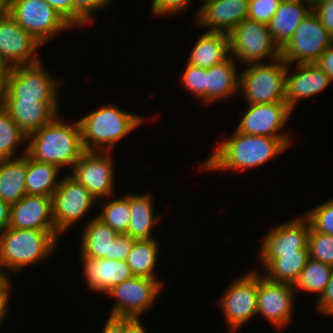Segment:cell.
<instances>
[{
	"label": "cell",
	"mask_w": 333,
	"mask_h": 333,
	"mask_svg": "<svg viewBox=\"0 0 333 333\" xmlns=\"http://www.w3.org/2000/svg\"><path fill=\"white\" fill-rule=\"evenodd\" d=\"M309 257L333 267V236L310 228L308 235Z\"/></svg>",
	"instance_id": "cell-36"
},
{
	"label": "cell",
	"mask_w": 333,
	"mask_h": 333,
	"mask_svg": "<svg viewBox=\"0 0 333 333\" xmlns=\"http://www.w3.org/2000/svg\"><path fill=\"white\" fill-rule=\"evenodd\" d=\"M202 1V3H200L201 5L205 4L206 2L208 1H211V0H199V2Z\"/></svg>",
	"instance_id": "cell-52"
},
{
	"label": "cell",
	"mask_w": 333,
	"mask_h": 333,
	"mask_svg": "<svg viewBox=\"0 0 333 333\" xmlns=\"http://www.w3.org/2000/svg\"><path fill=\"white\" fill-rule=\"evenodd\" d=\"M246 66L238 73L239 91L247 104L285 103L288 64L281 57Z\"/></svg>",
	"instance_id": "cell-5"
},
{
	"label": "cell",
	"mask_w": 333,
	"mask_h": 333,
	"mask_svg": "<svg viewBox=\"0 0 333 333\" xmlns=\"http://www.w3.org/2000/svg\"><path fill=\"white\" fill-rule=\"evenodd\" d=\"M165 282L162 279H151L133 276L113 286L105 295L114 300L109 316L123 318H142L159 298Z\"/></svg>",
	"instance_id": "cell-10"
},
{
	"label": "cell",
	"mask_w": 333,
	"mask_h": 333,
	"mask_svg": "<svg viewBox=\"0 0 333 333\" xmlns=\"http://www.w3.org/2000/svg\"><path fill=\"white\" fill-rule=\"evenodd\" d=\"M181 75L180 85L193 97L206 105V75L207 69L186 63Z\"/></svg>",
	"instance_id": "cell-35"
},
{
	"label": "cell",
	"mask_w": 333,
	"mask_h": 333,
	"mask_svg": "<svg viewBox=\"0 0 333 333\" xmlns=\"http://www.w3.org/2000/svg\"><path fill=\"white\" fill-rule=\"evenodd\" d=\"M60 236L57 231L34 229L0 231V273L10 279L9 272L18 274L27 266L38 265L57 251Z\"/></svg>",
	"instance_id": "cell-3"
},
{
	"label": "cell",
	"mask_w": 333,
	"mask_h": 333,
	"mask_svg": "<svg viewBox=\"0 0 333 333\" xmlns=\"http://www.w3.org/2000/svg\"><path fill=\"white\" fill-rule=\"evenodd\" d=\"M296 291L292 284L269 280L258 272L257 315L282 329L293 319Z\"/></svg>",
	"instance_id": "cell-16"
},
{
	"label": "cell",
	"mask_w": 333,
	"mask_h": 333,
	"mask_svg": "<svg viewBox=\"0 0 333 333\" xmlns=\"http://www.w3.org/2000/svg\"><path fill=\"white\" fill-rule=\"evenodd\" d=\"M112 152L84 151L70 175L98 201L115 197V167ZM111 155V156H110ZM113 160V161H112Z\"/></svg>",
	"instance_id": "cell-14"
},
{
	"label": "cell",
	"mask_w": 333,
	"mask_h": 333,
	"mask_svg": "<svg viewBox=\"0 0 333 333\" xmlns=\"http://www.w3.org/2000/svg\"><path fill=\"white\" fill-rule=\"evenodd\" d=\"M3 278H4L3 275L0 273V281H1Z\"/></svg>",
	"instance_id": "cell-53"
},
{
	"label": "cell",
	"mask_w": 333,
	"mask_h": 333,
	"mask_svg": "<svg viewBox=\"0 0 333 333\" xmlns=\"http://www.w3.org/2000/svg\"><path fill=\"white\" fill-rule=\"evenodd\" d=\"M312 12L320 19L323 27L333 37V0L313 3Z\"/></svg>",
	"instance_id": "cell-41"
},
{
	"label": "cell",
	"mask_w": 333,
	"mask_h": 333,
	"mask_svg": "<svg viewBox=\"0 0 333 333\" xmlns=\"http://www.w3.org/2000/svg\"><path fill=\"white\" fill-rule=\"evenodd\" d=\"M23 142L27 143V136L0 105V160L24 156L27 152V145L24 147L23 154L19 155L17 152Z\"/></svg>",
	"instance_id": "cell-34"
},
{
	"label": "cell",
	"mask_w": 333,
	"mask_h": 333,
	"mask_svg": "<svg viewBox=\"0 0 333 333\" xmlns=\"http://www.w3.org/2000/svg\"><path fill=\"white\" fill-rule=\"evenodd\" d=\"M293 69L287 66L285 103L294 111L297 102L320 94L333 82L315 63L295 64ZM293 69V70H290ZM292 71V73H291Z\"/></svg>",
	"instance_id": "cell-20"
},
{
	"label": "cell",
	"mask_w": 333,
	"mask_h": 333,
	"mask_svg": "<svg viewBox=\"0 0 333 333\" xmlns=\"http://www.w3.org/2000/svg\"><path fill=\"white\" fill-rule=\"evenodd\" d=\"M315 309L317 313H322L326 316H333V271L330 276V280L320 298L315 301Z\"/></svg>",
	"instance_id": "cell-42"
},
{
	"label": "cell",
	"mask_w": 333,
	"mask_h": 333,
	"mask_svg": "<svg viewBox=\"0 0 333 333\" xmlns=\"http://www.w3.org/2000/svg\"><path fill=\"white\" fill-rule=\"evenodd\" d=\"M229 57L228 34L204 31L191 48L186 63L208 69Z\"/></svg>",
	"instance_id": "cell-26"
},
{
	"label": "cell",
	"mask_w": 333,
	"mask_h": 333,
	"mask_svg": "<svg viewBox=\"0 0 333 333\" xmlns=\"http://www.w3.org/2000/svg\"><path fill=\"white\" fill-rule=\"evenodd\" d=\"M61 169L50 163L34 160L26 154V192L27 195L52 197L59 186Z\"/></svg>",
	"instance_id": "cell-29"
},
{
	"label": "cell",
	"mask_w": 333,
	"mask_h": 333,
	"mask_svg": "<svg viewBox=\"0 0 333 333\" xmlns=\"http://www.w3.org/2000/svg\"><path fill=\"white\" fill-rule=\"evenodd\" d=\"M12 280L9 278H3L0 281V326L3 325L5 317H7V314L9 313L8 307H9V301L12 290Z\"/></svg>",
	"instance_id": "cell-44"
},
{
	"label": "cell",
	"mask_w": 333,
	"mask_h": 333,
	"mask_svg": "<svg viewBox=\"0 0 333 333\" xmlns=\"http://www.w3.org/2000/svg\"><path fill=\"white\" fill-rule=\"evenodd\" d=\"M141 318H124V333H148Z\"/></svg>",
	"instance_id": "cell-47"
},
{
	"label": "cell",
	"mask_w": 333,
	"mask_h": 333,
	"mask_svg": "<svg viewBox=\"0 0 333 333\" xmlns=\"http://www.w3.org/2000/svg\"><path fill=\"white\" fill-rule=\"evenodd\" d=\"M99 203L89 191L70 174L61 177L52 196L53 219L56 231L62 235L85 218Z\"/></svg>",
	"instance_id": "cell-12"
},
{
	"label": "cell",
	"mask_w": 333,
	"mask_h": 333,
	"mask_svg": "<svg viewBox=\"0 0 333 333\" xmlns=\"http://www.w3.org/2000/svg\"><path fill=\"white\" fill-rule=\"evenodd\" d=\"M199 6L194 22L206 32L229 34L248 18L249 0H211Z\"/></svg>",
	"instance_id": "cell-19"
},
{
	"label": "cell",
	"mask_w": 333,
	"mask_h": 333,
	"mask_svg": "<svg viewBox=\"0 0 333 333\" xmlns=\"http://www.w3.org/2000/svg\"><path fill=\"white\" fill-rule=\"evenodd\" d=\"M74 28V0H44Z\"/></svg>",
	"instance_id": "cell-43"
},
{
	"label": "cell",
	"mask_w": 333,
	"mask_h": 333,
	"mask_svg": "<svg viewBox=\"0 0 333 333\" xmlns=\"http://www.w3.org/2000/svg\"><path fill=\"white\" fill-rule=\"evenodd\" d=\"M25 176L26 154L0 160V198L11 205L26 196Z\"/></svg>",
	"instance_id": "cell-28"
},
{
	"label": "cell",
	"mask_w": 333,
	"mask_h": 333,
	"mask_svg": "<svg viewBox=\"0 0 333 333\" xmlns=\"http://www.w3.org/2000/svg\"><path fill=\"white\" fill-rule=\"evenodd\" d=\"M58 115L51 123L27 136L26 154L42 163L73 168L85 151L78 120L69 123Z\"/></svg>",
	"instance_id": "cell-2"
},
{
	"label": "cell",
	"mask_w": 333,
	"mask_h": 333,
	"mask_svg": "<svg viewBox=\"0 0 333 333\" xmlns=\"http://www.w3.org/2000/svg\"><path fill=\"white\" fill-rule=\"evenodd\" d=\"M87 289L92 293H106L113 286L131 279L132 274L125 260L79 258Z\"/></svg>",
	"instance_id": "cell-23"
},
{
	"label": "cell",
	"mask_w": 333,
	"mask_h": 333,
	"mask_svg": "<svg viewBox=\"0 0 333 333\" xmlns=\"http://www.w3.org/2000/svg\"><path fill=\"white\" fill-rule=\"evenodd\" d=\"M0 105L26 136L51 123L58 115H61L59 102L0 100Z\"/></svg>",
	"instance_id": "cell-22"
},
{
	"label": "cell",
	"mask_w": 333,
	"mask_h": 333,
	"mask_svg": "<svg viewBox=\"0 0 333 333\" xmlns=\"http://www.w3.org/2000/svg\"><path fill=\"white\" fill-rule=\"evenodd\" d=\"M229 52L239 64L271 62L281 57L268 24L245 19L229 34Z\"/></svg>",
	"instance_id": "cell-6"
},
{
	"label": "cell",
	"mask_w": 333,
	"mask_h": 333,
	"mask_svg": "<svg viewBox=\"0 0 333 333\" xmlns=\"http://www.w3.org/2000/svg\"><path fill=\"white\" fill-rule=\"evenodd\" d=\"M333 43L332 35L320 19L311 12L296 28L289 41L281 48V58L287 64L315 63Z\"/></svg>",
	"instance_id": "cell-13"
},
{
	"label": "cell",
	"mask_w": 333,
	"mask_h": 333,
	"mask_svg": "<svg viewBox=\"0 0 333 333\" xmlns=\"http://www.w3.org/2000/svg\"><path fill=\"white\" fill-rule=\"evenodd\" d=\"M11 205L0 198V231L8 228L10 222Z\"/></svg>",
	"instance_id": "cell-49"
},
{
	"label": "cell",
	"mask_w": 333,
	"mask_h": 333,
	"mask_svg": "<svg viewBox=\"0 0 333 333\" xmlns=\"http://www.w3.org/2000/svg\"><path fill=\"white\" fill-rule=\"evenodd\" d=\"M193 0H152L150 13L154 16L182 14L187 10Z\"/></svg>",
	"instance_id": "cell-40"
},
{
	"label": "cell",
	"mask_w": 333,
	"mask_h": 333,
	"mask_svg": "<svg viewBox=\"0 0 333 333\" xmlns=\"http://www.w3.org/2000/svg\"><path fill=\"white\" fill-rule=\"evenodd\" d=\"M9 228L56 231L52 197L26 195L10 207Z\"/></svg>",
	"instance_id": "cell-21"
},
{
	"label": "cell",
	"mask_w": 333,
	"mask_h": 333,
	"mask_svg": "<svg viewBox=\"0 0 333 333\" xmlns=\"http://www.w3.org/2000/svg\"><path fill=\"white\" fill-rule=\"evenodd\" d=\"M159 249V241L156 238L135 240L125 260L132 274L134 276L160 279L154 274L157 260L159 259Z\"/></svg>",
	"instance_id": "cell-30"
},
{
	"label": "cell",
	"mask_w": 333,
	"mask_h": 333,
	"mask_svg": "<svg viewBox=\"0 0 333 333\" xmlns=\"http://www.w3.org/2000/svg\"><path fill=\"white\" fill-rule=\"evenodd\" d=\"M311 4L313 3H317V2H323V1H326V0H308Z\"/></svg>",
	"instance_id": "cell-51"
},
{
	"label": "cell",
	"mask_w": 333,
	"mask_h": 333,
	"mask_svg": "<svg viewBox=\"0 0 333 333\" xmlns=\"http://www.w3.org/2000/svg\"><path fill=\"white\" fill-rule=\"evenodd\" d=\"M315 64L333 81V43L323 52Z\"/></svg>",
	"instance_id": "cell-45"
},
{
	"label": "cell",
	"mask_w": 333,
	"mask_h": 333,
	"mask_svg": "<svg viewBox=\"0 0 333 333\" xmlns=\"http://www.w3.org/2000/svg\"><path fill=\"white\" fill-rule=\"evenodd\" d=\"M81 229L79 258L126 260L135 241L128 234L117 233L96 215L88 218Z\"/></svg>",
	"instance_id": "cell-11"
},
{
	"label": "cell",
	"mask_w": 333,
	"mask_h": 333,
	"mask_svg": "<svg viewBox=\"0 0 333 333\" xmlns=\"http://www.w3.org/2000/svg\"><path fill=\"white\" fill-rule=\"evenodd\" d=\"M239 64L232 56L207 69L206 104L225 100L239 92Z\"/></svg>",
	"instance_id": "cell-25"
},
{
	"label": "cell",
	"mask_w": 333,
	"mask_h": 333,
	"mask_svg": "<svg viewBox=\"0 0 333 333\" xmlns=\"http://www.w3.org/2000/svg\"><path fill=\"white\" fill-rule=\"evenodd\" d=\"M42 45L7 12L0 17V56L12 67L37 63ZM40 58V59H39Z\"/></svg>",
	"instance_id": "cell-18"
},
{
	"label": "cell",
	"mask_w": 333,
	"mask_h": 333,
	"mask_svg": "<svg viewBox=\"0 0 333 333\" xmlns=\"http://www.w3.org/2000/svg\"><path fill=\"white\" fill-rule=\"evenodd\" d=\"M311 12L312 4L308 0H282L268 24L273 41L280 49Z\"/></svg>",
	"instance_id": "cell-24"
},
{
	"label": "cell",
	"mask_w": 333,
	"mask_h": 333,
	"mask_svg": "<svg viewBox=\"0 0 333 333\" xmlns=\"http://www.w3.org/2000/svg\"><path fill=\"white\" fill-rule=\"evenodd\" d=\"M251 269L234 278L218 301V307L231 332L238 331L257 316L258 271Z\"/></svg>",
	"instance_id": "cell-9"
},
{
	"label": "cell",
	"mask_w": 333,
	"mask_h": 333,
	"mask_svg": "<svg viewBox=\"0 0 333 333\" xmlns=\"http://www.w3.org/2000/svg\"><path fill=\"white\" fill-rule=\"evenodd\" d=\"M303 215L312 229L333 236V198L309 209Z\"/></svg>",
	"instance_id": "cell-37"
},
{
	"label": "cell",
	"mask_w": 333,
	"mask_h": 333,
	"mask_svg": "<svg viewBox=\"0 0 333 333\" xmlns=\"http://www.w3.org/2000/svg\"><path fill=\"white\" fill-rule=\"evenodd\" d=\"M12 66L0 56V95L5 91Z\"/></svg>",
	"instance_id": "cell-48"
},
{
	"label": "cell",
	"mask_w": 333,
	"mask_h": 333,
	"mask_svg": "<svg viewBox=\"0 0 333 333\" xmlns=\"http://www.w3.org/2000/svg\"><path fill=\"white\" fill-rule=\"evenodd\" d=\"M112 0H74V28H83L93 21V15L110 6ZM81 26V27H80Z\"/></svg>",
	"instance_id": "cell-38"
},
{
	"label": "cell",
	"mask_w": 333,
	"mask_h": 333,
	"mask_svg": "<svg viewBox=\"0 0 333 333\" xmlns=\"http://www.w3.org/2000/svg\"><path fill=\"white\" fill-rule=\"evenodd\" d=\"M44 67L42 60L12 67L7 87L0 95V100L60 102L58 89L61 83Z\"/></svg>",
	"instance_id": "cell-7"
},
{
	"label": "cell",
	"mask_w": 333,
	"mask_h": 333,
	"mask_svg": "<svg viewBox=\"0 0 333 333\" xmlns=\"http://www.w3.org/2000/svg\"><path fill=\"white\" fill-rule=\"evenodd\" d=\"M6 6L7 13L42 46L73 28L44 0H6Z\"/></svg>",
	"instance_id": "cell-8"
},
{
	"label": "cell",
	"mask_w": 333,
	"mask_h": 333,
	"mask_svg": "<svg viewBox=\"0 0 333 333\" xmlns=\"http://www.w3.org/2000/svg\"><path fill=\"white\" fill-rule=\"evenodd\" d=\"M109 196L105 201L98 200L101 211L97 212L96 217L104 224L119 234H125L130 222L129 193L123 196L112 198Z\"/></svg>",
	"instance_id": "cell-33"
},
{
	"label": "cell",
	"mask_w": 333,
	"mask_h": 333,
	"mask_svg": "<svg viewBox=\"0 0 333 333\" xmlns=\"http://www.w3.org/2000/svg\"><path fill=\"white\" fill-rule=\"evenodd\" d=\"M332 271V266L309 258L298 279L293 284V288L296 292L314 293L318 300L330 280Z\"/></svg>",
	"instance_id": "cell-32"
},
{
	"label": "cell",
	"mask_w": 333,
	"mask_h": 333,
	"mask_svg": "<svg viewBox=\"0 0 333 333\" xmlns=\"http://www.w3.org/2000/svg\"><path fill=\"white\" fill-rule=\"evenodd\" d=\"M291 138L244 134L235 129L232 135L218 142L200 168L207 171H248L258 168L280 155L292 143Z\"/></svg>",
	"instance_id": "cell-1"
},
{
	"label": "cell",
	"mask_w": 333,
	"mask_h": 333,
	"mask_svg": "<svg viewBox=\"0 0 333 333\" xmlns=\"http://www.w3.org/2000/svg\"><path fill=\"white\" fill-rule=\"evenodd\" d=\"M7 12L6 0H0V17Z\"/></svg>",
	"instance_id": "cell-50"
},
{
	"label": "cell",
	"mask_w": 333,
	"mask_h": 333,
	"mask_svg": "<svg viewBox=\"0 0 333 333\" xmlns=\"http://www.w3.org/2000/svg\"><path fill=\"white\" fill-rule=\"evenodd\" d=\"M144 117L109 103L80 117L85 151L112 152L115 144L144 123Z\"/></svg>",
	"instance_id": "cell-4"
},
{
	"label": "cell",
	"mask_w": 333,
	"mask_h": 333,
	"mask_svg": "<svg viewBox=\"0 0 333 333\" xmlns=\"http://www.w3.org/2000/svg\"><path fill=\"white\" fill-rule=\"evenodd\" d=\"M101 333H124V318L109 316Z\"/></svg>",
	"instance_id": "cell-46"
},
{
	"label": "cell",
	"mask_w": 333,
	"mask_h": 333,
	"mask_svg": "<svg viewBox=\"0 0 333 333\" xmlns=\"http://www.w3.org/2000/svg\"><path fill=\"white\" fill-rule=\"evenodd\" d=\"M282 0H249L248 19L269 24Z\"/></svg>",
	"instance_id": "cell-39"
},
{
	"label": "cell",
	"mask_w": 333,
	"mask_h": 333,
	"mask_svg": "<svg viewBox=\"0 0 333 333\" xmlns=\"http://www.w3.org/2000/svg\"><path fill=\"white\" fill-rule=\"evenodd\" d=\"M292 112L286 103L247 104L236 130L250 135L291 138L282 130Z\"/></svg>",
	"instance_id": "cell-17"
},
{
	"label": "cell",
	"mask_w": 333,
	"mask_h": 333,
	"mask_svg": "<svg viewBox=\"0 0 333 333\" xmlns=\"http://www.w3.org/2000/svg\"><path fill=\"white\" fill-rule=\"evenodd\" d=\"M310 228V223L303 213L271 227L262 239L257 257L264 270L276 258L281 257V254L297 253L304 249L308 245Z\"/></svg>",
	"instance_id": "cell-15"
},
{
	"label": "cell",
	"mask_w": 333,
	"mask_h": 333,
	"mask_svg": "<svg viewBox=\"0 0 333 333\" xmlns=\"http://www.w3.org/2000/svg\"><path fill=\"white\" fill-rule=\"evenodd\" d=\"M308 245L297 253L281 254L263 273L269 280L294 284L309 259Z\"/></svg>",
	"instance_id": "cell-31"
},
{
	"label": "cell",
	"mask_w": 333,
	"mask_h": 333,
	"mask_svg": "<svg viewBox=\"0 0 333 333\" xmlns=\"http://www.w3.org/2000/svg\"><path fill=\"white\" fill-rule=\"evenodd\" d=\"M153 196L149 193H129L130 222L128 234L134 240L156 238L152 233L153 227L159 222L160 217L154 214Z\"/></svg>",
	"instance_id": "cell-27"
}]
</instances>
